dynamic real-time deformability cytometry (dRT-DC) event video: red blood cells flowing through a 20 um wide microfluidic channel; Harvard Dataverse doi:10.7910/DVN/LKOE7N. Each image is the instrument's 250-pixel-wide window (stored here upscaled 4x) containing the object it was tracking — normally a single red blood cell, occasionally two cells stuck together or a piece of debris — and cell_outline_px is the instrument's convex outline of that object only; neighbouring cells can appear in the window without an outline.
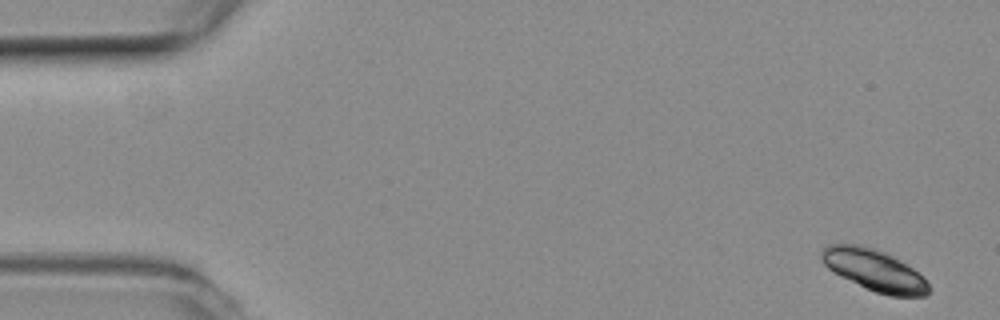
{"species": "common noctule bat (a hibernating species)", "species_latin": "Nyctalus noctula", "temperature_condition": "room temperature", "stored_images_in_passage": 4, "segment_of_instrument_passage": [2, 2], "camera_frame_rate_fps": 3000, "um_per_image_px": 0.085, "animal": {"sex": "female", "body_mass_g": 19.3, "forearm_length_mm": 54.1}, "frame": {"image": 1, "passage_image": 4, "time_ms": 1.0, "image_size_px": [1000, 320], "cell_outline_px": [[928, 296], [888, 296], [876, 292], [840, 276], [828, 268], [824, 264], [820, 256], [820, 252], [828, 244], [860, 244], [876, 248], [888, 252], [924, 276], [928, 284]], "centroid_in_image_um": [74.32, 22.94], "position_along_channel_um": 10.7, "area_um2": 26.07}}